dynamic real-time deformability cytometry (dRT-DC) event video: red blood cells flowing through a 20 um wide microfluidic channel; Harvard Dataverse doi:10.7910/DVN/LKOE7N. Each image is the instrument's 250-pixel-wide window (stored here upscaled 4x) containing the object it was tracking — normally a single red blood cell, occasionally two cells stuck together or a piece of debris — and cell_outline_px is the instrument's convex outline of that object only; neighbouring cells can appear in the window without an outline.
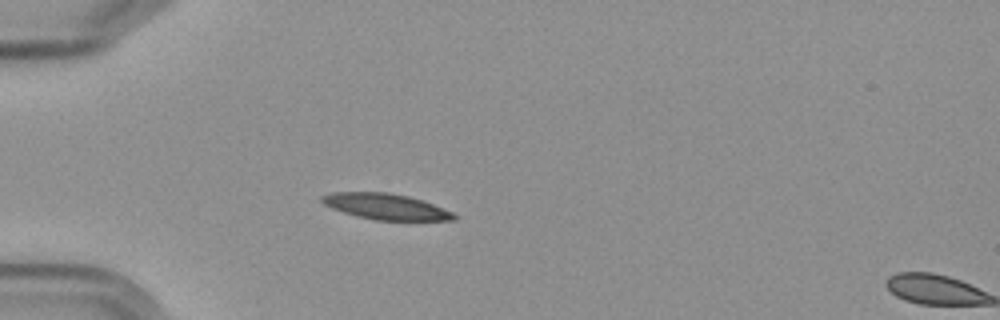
{"species": "Egyptian fruit bat (a non-hibernating species)", "species_latin": "Rousettus aegyptiacus", "temperature_condition": "cold", "stored_images_in_passage": 2, "segment_of_instrument_passage": [1, 2], "camera_frame_rate_fps": 3000, "um_per_image_px": 0.085, "frame": {"image": 1, "passage_image": 1, "time_ms": 0.0, "image_size_px": [1000, 320], "cell_outline_px": [[456, 220], [376, 220], [356, 216], [332, 208], [324, 204], [320, 200], [320, 196], [332, 192], [388, 192], [408, 196], [432, 204], [452, 212], [456, 216]], "centroid_in_image_um": [32.75, 17.55], "position_along_channel_um": 52.3, "area_um2": 19.71}}